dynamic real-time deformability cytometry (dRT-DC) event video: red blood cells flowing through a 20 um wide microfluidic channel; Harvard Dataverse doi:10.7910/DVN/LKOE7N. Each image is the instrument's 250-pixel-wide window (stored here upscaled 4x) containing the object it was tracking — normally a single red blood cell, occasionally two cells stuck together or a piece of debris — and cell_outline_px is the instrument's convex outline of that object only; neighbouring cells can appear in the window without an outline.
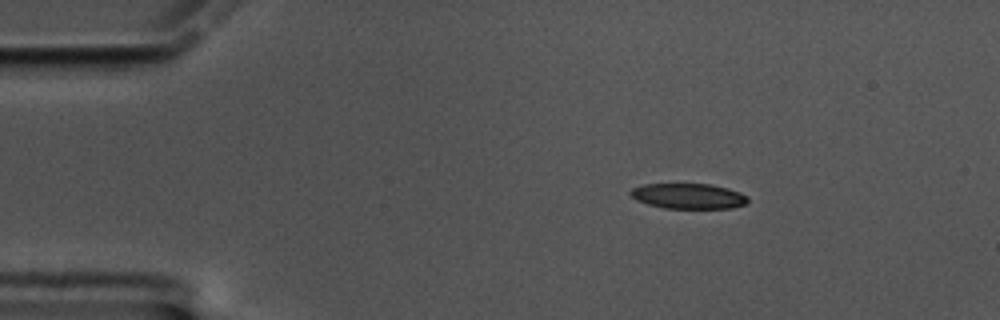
{"species": "common noctule bat (a hibernating species)", "species_latin": "Nyctalus noctula", "temperature_condition": "cold", "stored_images_in_passage": 52, "camera_frame_rate_fps": 3000, "um_per_image_px": 0.085, "animal": {"sex": "male", "body_mass_g": 17.5, "forearm_length_mm": 52.3}, "frame": {"image": 1, "passage_image": 1, "time_ms": 0.0, "image_size_px": [1000, 320], "cell_outline_px": [[748, 200], [744, 204], [732, 208], [664, 208], [648, 204], [636, 200], [628, 192], [632, 188], [644, 184], [712, 184], [728, 188], [740, 192], [748, 196]], "centroid_in_image_um": [58.51, 16.66], "position_along_channel_um": 26.5, "area_um2": 17.34}}
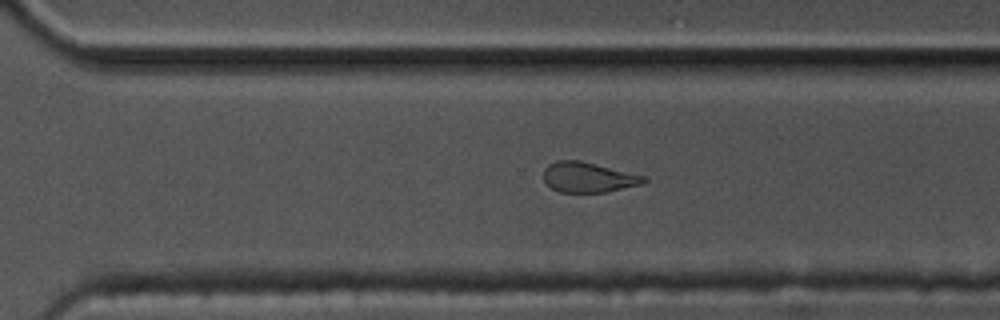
{"frame": {"image": 2, "passage_image": 33, "time_ms": 10.667, "image_size_px": [1000, 320], "cell_outline_px": [[648, 180], [640, 184], [608, 192], [560, 192], [544, 184], [544, 168], [548, 164], [556, 160], [580, 160], [648, 176]], "centroid_in_image_um": [50.0, 15.06], "position_along_channel_um": 320.6, "area_um2": 17.86}}
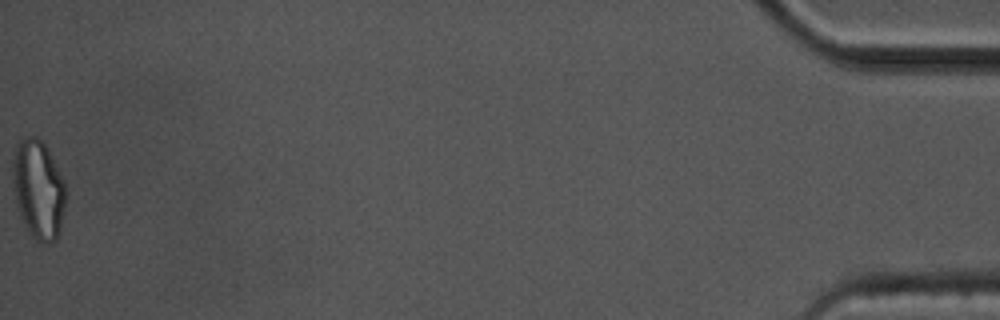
{"frame": {"image": 3, "passage_image": 52, "time_ms": 17.0, "image_size_px": [1000, 320], "cell_outline_px": [[64, 204], [60, 232], [56, 240], [48, 244], [44, 244], [36, 240], [28, 232], [20, 216], [16, 200], [12, 180], [12, 164], [16, 144], [20, 140], [28, 136], [36, 136], [44, 140], [64, 180]], "centroid_in_image_um": [3.25, 16.08], "position_along_channel_um": 432.0, "area_um2": 30.75}, "authors_computed_cell_mechanics": {"area_um2": 18.9873, "velocity_mm_per_s": 3.3356, "shape_relaxation_time_tau1_ms": 5.8002, "shape_relaxation_time_tau2_ms": 5.1229, "deformation_change_tau1": 0.1574, "deformation_change_tau2": 0.1387}}